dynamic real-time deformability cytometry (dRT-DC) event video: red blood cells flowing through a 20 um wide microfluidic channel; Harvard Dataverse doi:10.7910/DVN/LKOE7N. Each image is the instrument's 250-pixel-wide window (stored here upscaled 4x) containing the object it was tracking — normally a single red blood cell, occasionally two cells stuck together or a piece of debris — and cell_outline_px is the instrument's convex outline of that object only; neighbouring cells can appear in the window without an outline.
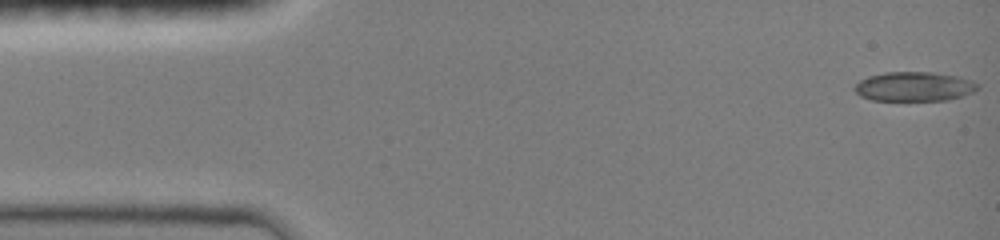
{"species": "common noctule bat (a hibernating species)", "species_latin": "Nyctalus noctula", "temperature_condition": "room temperature", "stored_images_in_passage": 9, "camera_frame_rate_fps": 3000, "um_per_image_px": 0.085, "animal": {"sex": "female", "body_mass_g": 19.0, "forearm_length_mm": 51.5}, "frame": {"image": 1, "passage_image": 1, "time_ms": 0.0, "image_size_px": [1000, 240], "cell_outline_px": [[980, 88], [972, 92], [948, 100], [872, 100], [860, 96], [852, 88], [860, 80], [868, 76], [884, 72], [932, 72], [960, 76], [972, 80], [980, 84]], "centroid_in_image_um": [77.71, 7.34], "position_along_channel_um": 7.3, "area_um2": 21.21}}
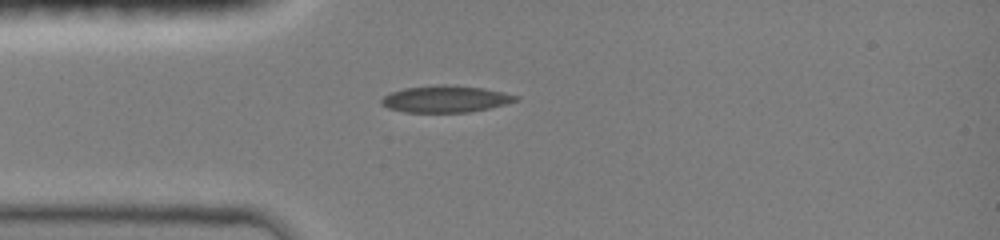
{"frame": {"image": 2, "passage_image": 8, "time_ms": 3.667, "image_size_px": [1000, 240], "cell_outline_px": [[520, 100], [488, 108], [468, 112], [404, 112], [388, 108], [380, 104], [380, 100], [384, 96], [392, 92], [404, 88], [484, 88], [504, 92], [520, 96]], "centroid_in_image_um": [37.89, 8.47], "position_along_channel_um": 47.1, "area_um2": 19.77}}